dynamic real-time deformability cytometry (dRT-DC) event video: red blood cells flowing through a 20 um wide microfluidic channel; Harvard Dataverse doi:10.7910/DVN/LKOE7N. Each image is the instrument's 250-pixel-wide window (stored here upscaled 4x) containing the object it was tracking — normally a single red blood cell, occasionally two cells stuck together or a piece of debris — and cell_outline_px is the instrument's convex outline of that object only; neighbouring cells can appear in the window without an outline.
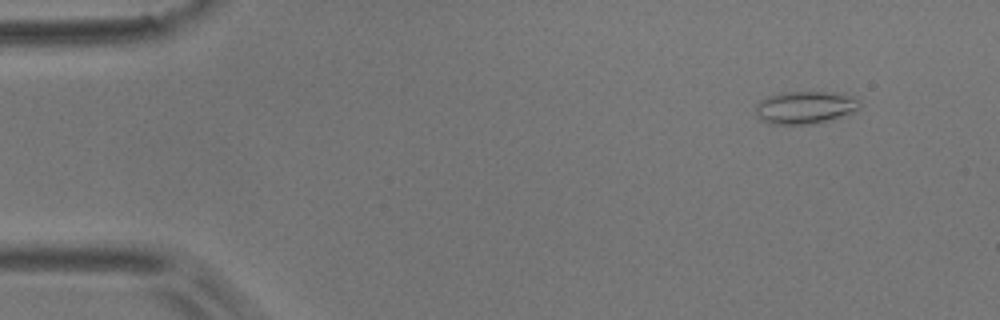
{"species": "common noctule bat (a hibernating species)", "species_latin": "Nyctalus noctula", "temperature_condition": "room temperature", "stored_images_in_passage": 46, "camera_frame_rate_fps": 3000, "um_per_image_px": 0.085, "animal": {"sex": "male", "body_mass_g": 17.9}, "frame": {"image": 1, "passage_image": 1, "time_ms": 0.0, "image_size_px": [1000, 320], "cell_outline_px": [[860, 108], [856, 112], [848, 116], [808, 124], [772, 124], [760, 120], [756, 112], [756, 104], [760, 100], [768, 96], [780, 92], [844, 92], [860, 96]], "centroid_in_image_um": [68.55, 9.11], "position_along_channel_um": 16.5, "area_um2": 20.46}}
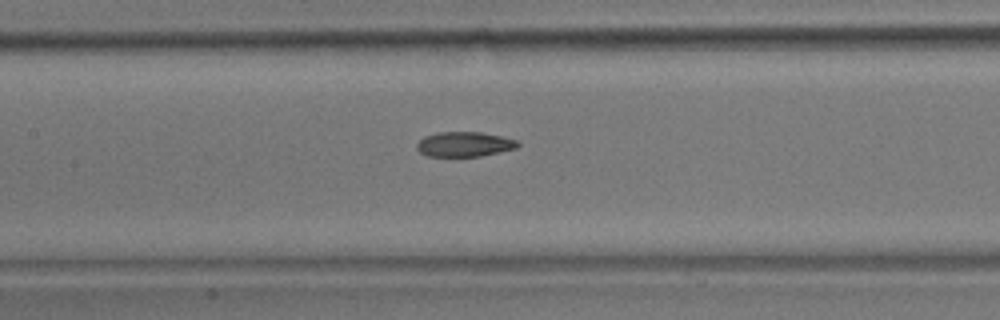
{"frame": {"image": 2, "passage_image": 21, "time_ms": 6.667, "image_size_px": [1000, 320], "cell_outline_px": [[520, 144], [516, 148], [500, 152], [480, 156], [428, 156], [420, 152], [416, 148], [416, 144], [424, 136], [436, 132], [480, 132], [520, 140]], "centroid_in_image_um": [39.48, 12.25], "position_along_channel_um": 167.9, "area_um2": 14.68}}
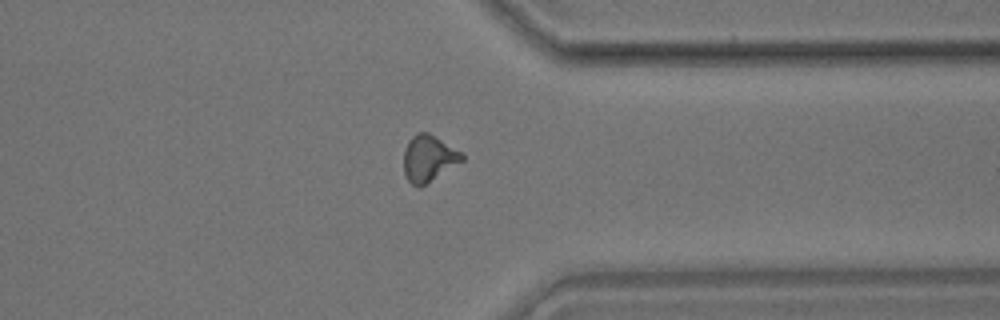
{"frame": {"image": 3, "passage_image": 38, "time_ms": 12.333, "image_size_px": [1000, 320], "cell_outline_px": [[464, 160], [420, 188], [416, 188], [408, 180], [404, 172], [404, 148], [408, 140], [416, 132], [428, 132], [464, 152]], "centroid_in_image_um": [36.44, 13.45], "position_along_channel_um": 375.0, "area_um2": 16.07}, "authors_computed_cell_mechanics": {"area_um2": 15.3459, "velocity_mm_per_s": 3.7235, "shape_relaxation_time_tau1_ms": null, "shape_relaxation_time_tau2_ms": 4.0691, "deformation_change_tau1": null, "deformation_change_tau2": 0.0917}}